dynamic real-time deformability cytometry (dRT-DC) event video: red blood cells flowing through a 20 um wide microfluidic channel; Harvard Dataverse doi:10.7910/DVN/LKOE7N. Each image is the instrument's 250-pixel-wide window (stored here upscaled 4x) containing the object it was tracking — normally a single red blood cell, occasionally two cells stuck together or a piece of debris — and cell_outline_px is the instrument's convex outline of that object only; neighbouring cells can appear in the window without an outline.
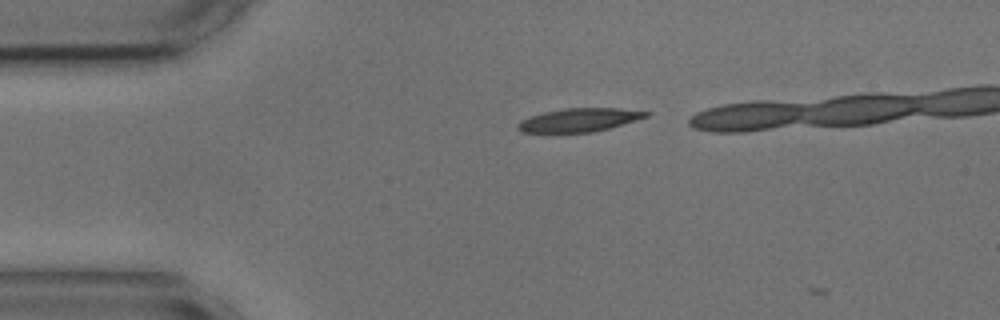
{"species": "common noctule bat (a hibernating species)", "species_latin": "Nyctalus noctula", "temperature_condition": "cold", "stored_images_in_passage": 3, "camera_frame_rate_fps": 3000, "um_per_image_px": 0.085, "animal": {"sex": "male", "body_mass_g": 17.9, "forearm_length_mm": 54.2}, "frame": {"image": 1, "passage_image": 2, "time_ms": 0.333, "image_size_px": [1000, 320], "cell_outline_px": [[652, 112], [648, 116], [608, 128], [592, 132], [520, 132], [516, 128], [516, 124], [520, 120], [544, 112], [564, 108], [620, 108]], "centroid_in_image_um": [49.2, 10.19], "position_along_channel_um": 35.8, "area_um2": 17.34}}